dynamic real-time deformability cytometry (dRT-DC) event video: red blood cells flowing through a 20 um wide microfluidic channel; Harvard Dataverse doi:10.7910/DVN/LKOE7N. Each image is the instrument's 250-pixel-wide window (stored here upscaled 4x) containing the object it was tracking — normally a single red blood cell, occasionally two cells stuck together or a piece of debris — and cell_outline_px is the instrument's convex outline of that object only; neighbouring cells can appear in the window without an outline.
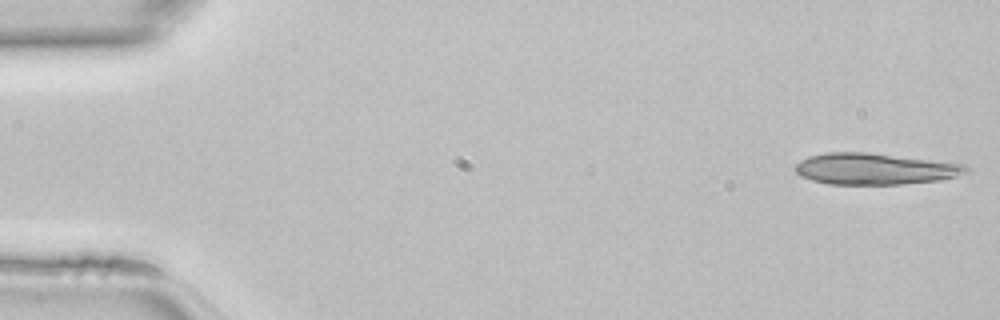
{"species": "common noctule bat (a hibernating species)", "species_latin": "Nyctalus noctula", "temperature_condition": "room temperature", "stored_images_in_passage": 12, "camera_frame_rate_fps": 3000, "um_per_image_px": 0.085, "animal": {"sex": "female", "body_mass_g": 22.7, "forearm_length_mm": 54.2}, "frame": {"image": 1, "passage_image": 1, "time_ms": 0.0, "image_size_px": [1000, 320], "cell_outline_px": [[968, 172], [956, 176], [940, 180], [900, 184], [828, 184], [812, 180], [800, 176], [792, 168], [800, 160], [808, 156], [828, 152], [868, 152], [968, 164]], "centroid_in_image_um": [74.35, 14.34], "position_along_channel_um": 10.7, "area_um2": 31.44}}